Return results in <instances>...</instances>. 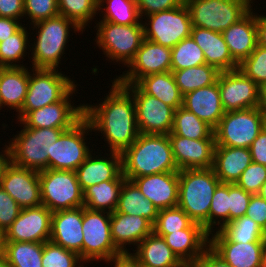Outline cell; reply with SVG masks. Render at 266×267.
Here are the masks:
<instances>
[{
	"label": "cell",
	"instance_id": "6da1fadb",
	"mask_svg": "<svg viewBox=\"0 0 266 267\" xmlns=\"http://www.w3.org/2000/svg\"><path fill=\"white\" fill-rule=\"evenodd\" d=\"M100 104L84 103V116L93 132L101 133L109 152L122 154L139 136L136 106L132 94L115 79Z\"/></svg>",
	"mask_w": 266,
	"mask_h": 267
},
{
	"label": "cell",
	"instance_id": "7a4b0ae2",
	"mask_svg": "<svg viewBox=\"0 0 266 267\" xmlns=\"http://www.w3.org/2000/svg\"><path fill=\"white\" fill-rule=\"evenodd\" d=\"M121 156L122 173L128 180L179 171L173 158L168 135L140 133Z\"/></svg>",
	"mask_w": 266,
	"mask_h": 267
},
{
	"label": "cell",
	"instance_id": "3957f363",
	"mask_svg": "<svg viewBox=\"0 0 266 267\" xmlns=\"http://www.w3.org/2000/svg\"><path fill=\"white\" fill-rule=\"evenodd\" d=\"M75 34L83 31L72 21L64 16L48 18L39 21L31 29L35 32L34 37L30 39V52L33 69H58L61 64L62 56L66 53L67 43L70 41V29ZM77 32V33H76Z\"/></svg>",
	"mask_w": 266,
	"mask_h": 267
},
{
	"label": "cell",
	"instance_id": "277c9868",
	"mask_svg": "<svg viewBox=\"0 0 266 267\" xmlns=\"http://www.w3.org/2000/svg\"><path fill=\"white\" fill-rule=\"evenodd\" d=\"M220 183L213 168L179 170L177 206L208 233L211 201Z\"/></svg>",
	"mask_w": 266,
	"mask_h": 267
},
{
	"label": "cell",
	"instance_id": "5b68a950",
	"mask_svg": "<svg viewBox=\"0 0 266 267\" xmlns=\"http://www.w3.org/2000/svg\"><path fill=\"white\" fill-rule=\"evenodd\" d=\"M20 124L22 130L8 141L12 164L37 172L49 169L53 143L70 128H28Z\"/></svg>",
	"mask_w": 266,
	"mask_h": 267
},
{
	"label": "cell",
	"instance_id": "8992f818",
	"mask_svg": "<svg viewBox=\"0 0 266 267\" xmlns=\"http://www.w3.org/2000/svg\"><path fill=\"white\" fill-rule=\"evenodd\" d=\"M95 44L107 59L127 67L134 59L144 39L143 24L122 25L97 21Z\"/></svg>",
	"mask_w": 266,
	"mask_h": 267
},
{
	"label": "cell",
	"instance_id": "52a82bcc",
	"mask_svg": "<svg viewBox=\"0 0 266 267\" xmlns=\"http://www.w3.org/2000/svg\"><path fill=\"white\" fill-rule=\"evenodd\" d=\"M255 1V0H254ZM253 0H184L192 26L223 32L251 9Z\"/></svg>",
	"mask_w": 266,
	"mask_h": 267
},
{
	"label": "cell",
	"instance_id": "ba28073f",
	"mask_svg": "<svg viewBox=\"0 0 266 267\" xmlns=\"http://www.w3.org/2000/svg\"><path fill=\"white\" fill-rule=\"evenodd\" d=\"M29 69V85L19 121L27 112L61 101L76 85L75 80L58 69ZM33 73V74H32Z\"/></svg>",
	"mask_w": 266,
	"mask_h": 267
},
{
	"label": "cell",
	"instance_id": "9c48e42d",
	"mask_svg": "<svg viewBox=\"0 0 266 267\" xmlns=\"http://www.w3.org/2000/svg\"><path fill=\"white\" fill-rule=\"evenodd\" d=\"M42 205L52 213L84 206V192L76 171L45 169L39 172Z\"/></svg>",
	"mask_w": 266,
	"mask_h": 267
},
{
	"label": "cell",
	"instance_id": "30bf717a",
	"mask_svg": "<svg viewBox=\"0 0 266 267\" xmlns=\"http://www.w3.org/2000/svg\"><path fill=\"white\" fill-rule=\"evenodd\" d=\"M263 120L258 107L225 112L214 129L216 145L250 148L263 129Z\"/></svg>",
	"mask_w": 266,
	"mask_h": 267
},
{
	"label": "cell",
	"instance_id": "8fae6325",
	"mask_svg": "<svg viewBox=\"0 0 266 267\" xmlns=\"http://www.w3.org/2000/svg\"><path fill=\"white\" fill-rule=\"evenodd\" d=\"M143 19L146 21H142L144 38L171 49L190 37L193 27L189 9L184 2L178 7L150 14Z\"/></svg>",
	"mask_w": 266,
	"mask_h": 267
},
{
	"label": "cell",
	"instance_id": "7c38bea8",
	"mask_svg": "<svg viewBox=\"0 0 266 267\" xmlns=\"http://www.w3.org/2000/svg\"><path fill=\"white\" fill-rule=\"evenodd\" d=\"M89 132L92 133L93 129L85 116L65 130L53 143L49 169L76 171L94 150L89 148L90 143L86 137L90 135Z\"/></svg>",
	"mask_w": 266,
	"mask_h": 267
},
{
	"label": "cell",
	"instance_id": "4fadbf2b",
	"mask_svg": "<svg viewBox=\"0 0 266 267\" xmlns=\"http://www.w3.org/2000/svg\"><path fill=\"white\" fill-rule=\"evenodd\" d=\"M111 213L89 210L83 206V262L109 260L120 251L113 244L110 225Z\"/></svg>",
	"mask_w": 266,
	"mask_h": 267
},
{
	"label": "cell",
	"instance_id": "5bb4252c",
	"mask_svg": "<svg viewBox=\"0 0 266 267\" xmlns=\"http://www.w3.org/2000/svg\"><path fill=\"white\" fill-rule=\"evenodd\" d=\"M133 96L139 133L169 135L175 109L145 93L137 84H121Z\"/></svg>",
	"mask_w": 266,
	"mask_h": 267
},
{
	"label": "cell",
	"instance_id": "9a60e30c",
	"mask_svg": "<svg viewBox=\"0 0 266 267\" xmlns=\"http://www.w3.org/2000/svg\"><path fill=\"white\" fill-rule=\"evenodd\" d=\"M217 82L225 112L259 106L260 87L239 68L220 72Z\"/></svg>",
	"mask_w": 266,
	"mask_h": 267
},
{
	"label": "cell",
	"instance_id": "2e32d148",
	"mask_svg": "<svg viewBox=\"0 0 266 267\" xmlns=\"http://www.w3.org/2000/svg\"><path fill=\"white\" fill-rule=\"evenodd\" d=\"M128 70L114 78L119 84H136L150 74L171 71V48L143 39Z\"/></svg>",
	"mask_w": 266,
	"mask_h": 267
},
{
	"label": "cell",
	"instance_id": "e0dca14e",
	"mask_svg": "<svg viewBox=\"0 0 266 267\" xmlns=\"http://www.w3.org/2000/svg\"><path fill=\"white\" fill-rule=\"evenodd\" d=\"M77 85L61 100L27 112L18 122L28 128H71L84 116V103H71ZM71 97V98H70Z\"/></svg>",
	"mask_w": 266,
	"mask_h": 267
},
{
	"label": "cell",
	"instance_id": "ac0fdd59",
	"mask_svg": "<svg viewBox=\"0 0 266 267\" xmlns=\"http://www.w3.org/2000/svg\"><path fill=\"white\" fill-rule=\"evenodd\" d=\"M52 212L44 205L22 208L18 217L1 236L2 241H50Z\"/></svg>",
	"mask_w": 266,
	"mask_h": 267
},
{
	"label": "cell",
	"instance_id": "d6986e66",
	"mask_svg": "<svg viewBox=\"0 0 266 267\" xmlns=\"http://www.w3.org/2000/svg\"><path fill=\"white\" fill-rule=\"evenodd\" d=\"M209 246L232 267H262L266 251V242H231L219 230L209 234Z\"/></svg>",
	"mask_w": 266,
	"mask_h": 267
},
{
	"label": "cell",
	"instance_id": "ffe728a7",
	"mask_svg": "<svg viewBox=\"0 0 266 267\" xmlns=\"http://www.w3.org/2000/svg\"><path fill=\"white\" fill-rule=\"evenodd\" d=\"M0 186L21 208L42 205L39 172L21 168L11 163L6 169Z\"/></svg>",
	"mask_w": 266,
	"mask_h": 267
},
{
	"label": "cell",
	"instance_id": "44dd1931",
	"mask_svg": "<svg viewBox=\"0 0 266 267\" xmlns=\"http://www.w3.org/2000/svg\"><path fill=\"white\" fill-rule=\"evenodd\" d=\"M168 137L179 170L213 167L215 139L194 140L176 134H169Z\"/></svg>",
	"mask_w": 266,
	"mask_h": 267
},
{
	"label": "cell",
	"instance_id": "7402d4cb",
	"mask_svg": "<svg viewBox=\"0 0 266 267\" xmlns=\"http://www.w3.org/2000/svg\"><path fill=\"white\" fill-rule=\"evenodd\" d=\"M83 207L52 213L50 241L76 252L83 261Z\"/></svg>",
	"mask_w": 266,
	"mask_h": 267
},
{
	"label": "cell",
	"instance_id": "603a6c76",
	"mask_svg": "<svg viewBox=\"0 0 266 267\" xmlns=\"http://www.w3.org/2000/svg\"><path fill=\"white\" fill-rule=\"evenodd\" d=\"M157 235L165 239L166 244L187 267H193L209 246V233L196 222L186 229Z\"/></svg>",
	"mask_w": 266,
	"mask_h": 267
},
{
	"label": "cell",
	"instance_id": "cb8c5ba5",
	"mask_svg": "<svg viewBox=\"0 0 266 267\" xmlns=\"http://www.w3.org/2000/svg\"><path fill=\"white\" fill-rule=\"evenodd\" d=\"M132 181L159 210L178 205L179 171L135 177Z\"/></svg>",
	"mask_w": 266,
	"mask_h": 267
},
{
	"label": "cell",
	"instance_id": "d4e9b609",
	"mask_svg": "<svg viewBox=\"0 0 266 267\" xmlns=\"http://www.w3.org/2000/svg\"><path fill=\"white\" fill-rule=\"evenodd\" d=\"M110 225L113 244L120 252L130 251L127 247L131 245L137 247L153 232V224L146 218L127 215L116 210L111 213Z\"/></svg>",
	"mask_w": 266,
	"mask_h": 267
},
{
	"label": "cell",
	"instance_id": "484cf974",
	"mask_svg": "<svg viewBox=\"0 0 266 267\" xmlns=\"http://www.w3.org/2000/svg\"><path fill=\"white\" fill-rule=\"evenodd\" d=\"M104 154L108 157L92 152L76 169L77 179L83 192L100 182L114 180L122 172L121 154L117 152Z\"/></svg>",
	"mask_w": 266,
	"mask_h": 267
},
{
	"label": "cell",
	"instance_id": "4316f807",
	"mask_svg": "<svg viewBox=\"0 0 266 267\" xmlns=\"http://www.w3.org/2000/svg\"><path fill=\"white\" fill-rule=\"evenodd\" d=\"M182 107L215 129L225 114L218 82L185 94Z\"/></svg>",
	"mask_w": 266,
	"mask_h": 267
},
{
	"label": "cell",
	"instance_id": "83f0119b",
	"mask_svg": "<svg viewBox=\"0 0 266 267\" xmlns=\"http://www.w3.org/2000/svg\"><path fill=\"white\" fill-rule=\"evenodd\" d=\"M252 9L237 23L222 32L232 58L240 64L256 48L257 25L256 12Z\"/></svg>",
	"mask_w": 266,
	"mask_h": 267
},
{
	"label": "cell",
	"instance_id": "f1b7e54d",
	"mask_svg": "<svg viewBox=\"0 0 266 267\" xmlns=\"http://www.w3.org/2000/svg\"><path fill=\"white\" fill-rule=\"evenodd\" d=\"M190 36L203 51L206 64L220 72L238 69L221 32L193 26Z\"/></svg>",
	"mask_w": 266,
	"mask_h": 267
},
{
	"label": "cell",
	"instance_id": "f546056e",
	"mask_svg": "<svg viewBox=\"0 0 266 267\" xmlns=\"http://www.w3.org/2000/svg\"><path fill=\"white\" fill-rule=\"evenodd\" d=\"M252 162L249 148L216 145L212 168L221 183L234 184Z\"/></svg>",
	"mask_w": 266,
	"mask_h": 267
},
{
	"label": "cell",
	"instance_id": "4dcf8cb0",
	"mask_svg": "<svg viewBox=\"0 0 266 267\" xmlns=\"http://www.w3.org/2000/svg\"><path fill=\"white\" fill-rule=\"evenodd\" d=\"M24 67H0V98L5 106L17 113L25 102L29 85V70Z\"/></svg>",
	"mask_w": 266,
	"mask_h": 267
},
{
	"label": "cell",
	"instance_id": "1f68e13d",
	"mask_svg": "<svg viewBox=\"0 0 266 267\" xmlns=\"http://www.w3.org/2000/svg\"><path fill=\"white\" fill-rule=\"evenodd\" d=\"M133 252L140 263L147 267H187L166 244L165 239L154 232L146 236Z\"/></svg>",
	"mask_w": 266,
	"mask_h": 267
},
{
	"label": "cell",
	"instance_id": "d6a6232c",
	"mask_svg": "<svg viewBox=\"0 0 266 267\" xmlns=\"http://www.w3.org/2000/svg\"><path fill=\"white\" fill-rule=\"evenodd\" d=\"M126 178L121 172L114 180H107L84 191V207L94 211L113 213L118 205L120 191Z\"/></svg>",
	"mask_w": 266,
	"mask_h": 267
},
{
	"label": "cell",
	"instance_id": "836d02e7",
	"mask_svg": "<svg viewBox=\"0 0 266 267\" xmlns=\"http://www.w3.org/2000/svg\"><path fill=\"white\" fill-rule=\"evenodd\" d=\"M136 84L145 93L158 98L175 110L183 104V95L171 71L144 76Z\"/></svg>",
	"mask_w": 266,
	"mask_h": 267
},
{
	"label": "cell",
	"instance_id": "e575fe53",
	"mask_svg": "<svg viewBox=\"0 0 266 267\" xmlns=\"http://www.w3.org/2000/svg\"><path fill=\"white\" fill-rule=\"evenodd\" d=\"M116 211L146 218L154 224L159 209L141 193L140 189L132 180L126 179L120 191Z\"/></svg>",
	"mask_w": 266,
	"mask_h": 267
},
{
	"label": "cell",
	"instance_id": "d590c367",
	"mask_svg": "<svg viewBox=\"0 0 266 267\" xmlns=\"http://www.w3.org/2000/svg\"><path fill=\"white\" fill-rule=\"evenodd\" d=\"M9 267H42L43 243L2 241Z\"/></svg>",
	"mask_w": 266,
	"mask_h": 267
},
{
	"label": "cell",
	"instance_id": "8d00e7d4",
	"mask_svg": "<svg viewBox=\"0 0 266 267\" xmlns=\"http://www.w3.org/2000/svg\"><path fill=\"white\" fill-rule=\"evenodd\" d=\"M181 94L214 84L220 71L208 64L171 71Z\"/></svg>",
	"mask_w": 266,
	"mask_h": 267
},
{
	"label": "cell",
	"instance_id": "74e56055",
	"mask_svg": "<svg viewBox=\"0 0 266 267\" xmlns=\"http://www.w3.org/2000/svg\"><path fill=\"white\" fill-rule=\"evenodd\" d=\"M170 134L194 140L215 139L214 129L182 106L174 112L173 127Z\"/></svg>",
	"mask_w": 266,
	"mask_h": 267
},
{
	"label": "cell",
	"instance_id": "f35d334b",
	"mask_svg": "<svg viewBox=\"0 0 266 267\" xmlns=\"http://www.w3.org/2000/svg\"><path fill=\"white\" fill-rule=\"evenodd\" d=\"M100 11L102 20L99 21L122 25L143 24L135 0H98Z\"/></svg>",
	"mask_w": 266,
	"mask_h": 267
},
{
	"label": "cell",
	"instance_id": "ab89813d",
	"mask_svg": "<svg viewBox=\"0 0 266 267\" xmlns=\"http://www.w3.org/2000/svg\"><path fill=\"white\" fill-rule=\"evenodd\" d=\"M28 27H25L24 25L15 32L12 36L9 38L3 40L0 42V67H24V63L22 61V64L20 60H23L24 57L28 53L29 58V52H26L27 49L30 51V32L27 31ZM29 37V38H28ZM28 47V48H27Z\"/></svg>",
	"mask_w": 266,
	"mask_h": 267
},
{
	"label": "cell",
	"instance_id": "60d3db41",
	"mask_svg": "<svg viewBox=\"0 0 266 267\" xmlns=\"http://www.w3.org/2000/svg\"><path fill=\"white\" fill-rule=\"evenodd\" d=\"M219 231L231 242H266V232L246 215L229 221Z\"/></svg>",
	"mask_w": 266,
	"mask_h": 267
},
{
	"label": "cell",
	"instance_id": "b9f144b4",
	"mask_svg": "<svg viewBox=\"0 0 266 267\" xmlns=\"http://www.w3.org/2000/svg\"><path fill=\"white\" fill-rule=\"evenodd\" d=\"M59 15L85 31L98 13V0H58Z\"/></svg>",
	"mask_w": 266,
	"mask_h": 267
},
{
	"label": "cell",
	"instance_id": "7bdbcfd3",
	"mask_svg": "<svg viewBox=\"0 0 266 267\" xmlns=\"http://www.w3.org/2000/svg\"><path fill=\"white\" fill-rule=\"evenodd\" d=\"M206 63L203 51L190 36L171 49V71L196 67Z\"/></svg>",
	"mask_w": 266,
	"mask_h": 267
},
{
	"label": "cell",
	"instance_id": "ee69618b",
	"mask_svg": "<svg viewBox=\"0 0 266 267\" xmlns=\"http://www.w3.org/2000/svg\"><path fill=\"white\" fill-rule=\"evenodd\" d=\"M194 221L180 207L161 209L158 212L153 232L155 234H170L188 228Z\"/></svg>",
	"mask_w": 266,
	"mask_h": 267
},
{
	"label": "cell",
	"instance_id": "f6af8a7d",
	"mask_svg": "<svg viewBox=\"0 0 266 267\" xmlns=\"http://www.w3.org/2000/svg\"><path fill=\"white\" fill-rule=\"evenodd\" d=\"M228 222L229 184L220 183L214 192L209 210V234L215 230H220Z\"/></svg>",
	"mask_w": 266,
	"mask_h": 267
},
{
	"label": "cell",
	"instance_id": "bcb514c9",
	"mask_svg": "<svg viewBox=\"0 0 266 267\" xmlns=\"http://www.w3.org/2000/svg\"><path fill=\"white\" fill-rule=\"evenodd\" d=\"M42 267H84L76 252L67 250L51 241L43 243Z\"/></svg>",
	"mask_w": 266,
	"mask_h": 267
},
{
	"label": "cell",
	"instance_id": "7dc6e473",
	"mask_svg": "<svg viewBox=\"0 0 266 267\" xmlns=\"http://www.w3.org/2000/svg\"><path fill=\"white\" fill-rule=\"evenodd\" d=\"M247 77L259 87L266 85V48L258 45L238 67Z\"/></svg>",
	"mask_w": 266,
	"mask_h": 267
},
{
	"label": "cell",
	"instance_id": "c3c4849f",
	"mask_svg": "<svg viewBox=\"0 0 266 267\" xmlns=\"http://www.w3.org/2000/svg\"><path fill=\"white\" fill-rule=\"evenodd\" d=\"M24 17L30 25L59 15L58 0H23Z\"/></svg>",
	"mask_w": 266,
	"mask_h": 267
},
{
	"label": "cell",
	"instance_id": "681fc988",
	"mask_svg": "<svg viewBox=\"0 0 266 267\" xmlns=\"http://www.w3.org/2000/svg\"><path fill=\"white\" fill-rule=\"evenodd\" d=\"M266 181V166L252 162L242 173L236 184L252 195L259 194Z\"/></svg>",
	"mask_w": 266,
	"mask_h": 267
},
{
	"label": "cell",
	"instance_id": "f907efd6",
	"mask_svg": "<svg viewBox=\"0 0 266 267\" xmlns=\"http://www.w3.org/2000/svg\"><path fill=\"white\" fill-rule=\"evenodd\" d=\"M21 207L17 202L0 186V235L11 226L18 217Z\"/></svg>",
	"mask_w": 266,
	"mask_h": 267
},
{
	"label": "cell",
	"instance_id": "816d5d0a",
	"mask_svg": "<svg viewBox=\"0 0 266 267\" xmlns=\"http://www.w3.org/2000/svg\"><path fill=\"white\" fill-rule=\"evenodd\" d=\"M251 196L236 183L229 184V221L246 214Z\"/></svg>",
	"mask_w": 266,
	"mask_h": 267
},
{
	"label": "cell",
	"instance_id": "f5cc1de1",
	"mask_svg": "<svg viewBox=\"0 0 266 267\" xmlns=\"http://www.w3.org/2000/svg\"><path fill=\"white\" fill-rule=\"evenodd\" d=\"M140 17L180 6L184 0H135Z\"/></svg>",
	"mask_w": 266,
	"mask_h": 267
},
{
	"label": "cell",
	"instance_id": "db71d44e",
	"mask_svg": "<svg viewBox=\"0 0 266 267\" xmlns=\"http://www.w3.org/2000/svg\"><path fill=\"white\" fill-rule=\"evenodd\" d=\"M245 215L266 232V201L259 194L251 196Z\"/></svg>",
	"mask_w": 266,
	"mask_h": 267
},
{
	"label": "cell",
	"instance_id": "11a10c76",
	"mask_svg": "<svg viewBox=\"0 0 266 267\" xmlns=\"http://www.w3.org/2000/svg\"><path fill=\"white\" fill-rule=\"evenodd\" d=\"M0 17L24 19L23 0H0Z\"/></svg>",
	"mask_w": 266,
	"mask_h": 267
},
{
	"label": "cell",
	"instance_id": "9f6ffc18",
	"mask_svg": "<svg viewBox=\"0 0 266 267\" xmlns=\"http://www.w3.org/2000/svg\"><path fill=\"white\" fill-rule=\"evenodd\" d=\"M252 161L266 166V132L262 129L250 146Z\"/></svg>",
	"mask_w": 266,
	"mask_h": 267
},
{
	"label": "cell",
	"instance_id": "6f0895ef",
	"mask_svg": "<svg viewBox=\"0 0 266 267\" xmlns=\"http://www.w3.org/2000/svg\"><path fill=\"white\" fill-rule=\"evenodd\" d=\"M193 267H232L208 246Z\"/></svg>",
	"mask_w": 266,
	"mask_h": 267
},
{
	"label": "cell",
	"instance_id": "680465c9",
	"mask_svg": "<svg viewBox=\"0 0 266 267\" xmlns=\"http://www.w3.org/2000/svg\"><path fill=\"white\" fill-rule=\"evenodd\" d=\"M105 262L108 263V265L109 263H111V265L114 264L113 267H140L141 264L134 252L130 253L129 251L119 252Z\"/></svg>",
	"mask_w": 266,
	"mask_h": 267
},
{
	"label": "cell",
	"instance_id": "91938a15",
	"mask_svg": "<svg viewBox=\"0 0 266 267\" xmlns=\"http://www.w3.org/2000/svg\"><path fill=\"white\" fill-rule=\"evenodd\" d=\"M21 20L0 17V42L12 36L23 25Z\"/></svg>",
	"mask_w": 266,
	"mask_h": 267
},
{
	"label": "cell",
	"instance_id": "94428289",
	"mask_svg": "<svg viewBox=\"0 0 266 267\" xmlns=\"http://www.w3.org/2000/svg\"><path fill=\"white\" fill-rule=\"evenodd\" d=\"M258 45L266 48V15L256 13Z\"/></svg>",
	"mask_w": 266,
	"mask_h": 267
},
{
	"label": "cell",
	"instance_id": "6125c7cd",
	"mask_svg": "<svg viewBox=\"0 0 266 267\" xmlns=\"http://www.w3.org/2000/svg\"><path fill=\"white\" fill-rule=\"evenodd\" d=\"M7 144L5 143L4 148H2L4 150L0 152V182L5 175L6 169L12 163L10 146L9 143Z\"/></svg>",
	"mask_w": 266,
	"mask_h": 267
},
{
	"label": "cell",
	"instance_id": "be15d7a7",
	"mask_svg": "<svg viewBox=\"0 0 266 267\" xmlns=\"http://www.w3.org/2000/svg\"><path fill=\"white\" fill-rule=\"evenodd\" d=\"M258 108L266 116V85L260 87Z\"/></svg>",
	"mask_w": 266,
	"mask_h": 267
},
{
	"label": "cell",
	"instance_id": "e7e4bbea",
	"mask_svg": "<svg viewBox=\"0 0 266 267\" xmlns=\"http://www.w3.org/2000/svg\"><path fill=\"white\" fill-rule=\"evenodd\" d=\"M0 267H9L7 259L5 255L2 253V251L0 252Z\"/></svg>",
	"mask_w": 266,
	"mask_h": 267
},
{
	"label": "cell",
	"instance_id": "03108f58",
	"mask_svg": "<svg viewBox=\"0 0 266 267\" xmlns=\"http://www.w3.org/2000/svg\"><path fill=\"white\" fill-rule=\"evenodd\" d=\"M259 195L266 201V181L262 184Z\"/></svg>",
	"mask_w": 266,
	"mask_h": 267
},
{
	"label": "cell",
	"instance_id": "003e7915",
	"mask_svg": "<svg viewBox=\"0 0 266 267\" xmlns=\"http://www.w3.org/2000/svg\"><path fill=\"white\" fill-rule=\"evenodd\" d=\"M263 130L266 132V116H264L263 120Z\"/></svg>",
	"mask_w": 266,
	"mask_h": 267
},
{
	"label": "cell",
	"instance_id": "a7ac6f4b",
	"mask_svg": "<svg viewBox=\"0 0 266 267\" xmlns=\"http://www.w3.org/2000/svg\"><path fill=\"white\" fill-rule=\"evenodd\" d=\"M262 267H266V251H265Z\"/></svg>",
	"mask_w": 266,
	"mask_h": 267
},
{
	"label": "cell",
	"instance_id": "89a4df30",
	"mask_svg": "<svg viewBox=\"0 0 266 267\" xmlns=\"http://www.w3.org/2000/svg\"><path fill=\"white\" fill-rule=\"evenodd\" d=\"M2 251V238H1V235H0V252Z\"/></svg>",
	"mask_w": 266,
	"mask_h": 267
},
{
	"label": "cell",
	"instance_id": "2644e50d",
	"mask_svg": "<svg viewBox=\"0 0 266 267\" xmlns=\"http://www.w3.org/2000/svg\"><path fill=\"white\" fill-rule=\"evenodd\" d=\"M1 109H3V108H2L1 98H0V110H1Z\"/></svg>",
	"mask_w": 266,
	"mask_h": 267
}]
</instances>
